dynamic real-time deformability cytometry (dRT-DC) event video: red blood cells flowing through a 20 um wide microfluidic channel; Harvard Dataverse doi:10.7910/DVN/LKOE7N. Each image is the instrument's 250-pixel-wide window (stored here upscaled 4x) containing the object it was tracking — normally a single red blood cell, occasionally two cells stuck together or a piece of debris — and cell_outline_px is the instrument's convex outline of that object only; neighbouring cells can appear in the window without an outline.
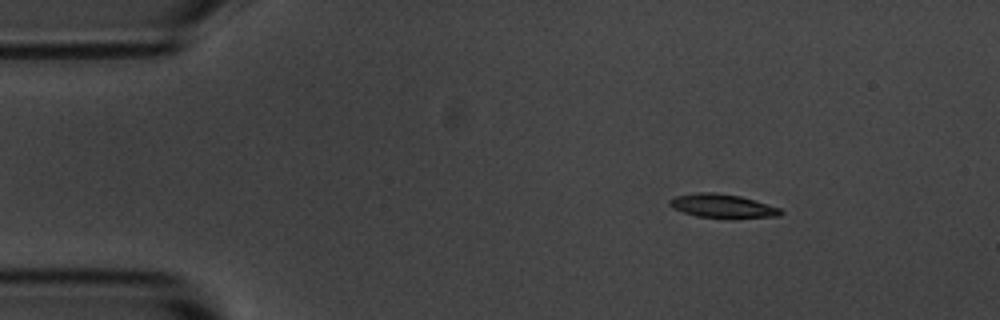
{"species": "common noctule bat (a hibernating species)", "species_latin": "Nyctalus noctula", "temperature_condition": "room temperature", "stored_images_in_passage": 3, "camera_frame_rate_fps": 3000, "um_per_image_px": 0.085, "animal": {"sex": "male", "body_mass_g": 20.1, "forearm_length_mm": 53.5}, "frame": {"image": 1, "passage_image": 1, "time_ms": 0.0, "image_size_px": [1000, 320], "cell_outline_px": [[784, 212], [780, 216], [732, 220], [728, 220], [696, 216], [672, 208], [668, 204], [668, 200], [676, 196], [700, 192], [712, 192], [740, 196], [780, 208]], "centroid_in_image_um": [61.44, 17.55], "position_along_channel_um": 23.6, "area_um2": 15.84}}